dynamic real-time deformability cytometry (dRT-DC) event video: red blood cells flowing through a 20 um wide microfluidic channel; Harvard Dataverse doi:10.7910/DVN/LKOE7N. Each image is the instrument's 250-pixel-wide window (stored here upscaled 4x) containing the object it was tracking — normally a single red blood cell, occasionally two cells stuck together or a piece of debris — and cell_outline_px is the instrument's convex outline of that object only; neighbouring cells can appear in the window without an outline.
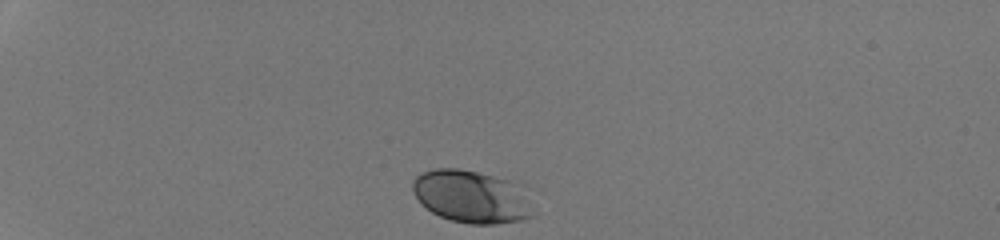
{"species": "human", "species_latin": "Homo sapiens", "temperature_condition": "room temperature", "stored_images_in_passage": 32, "camera_frame_rate_fps": 3000, "um_per_image_px": 0.085, "donor": {"sex": "male"}, "frame": {"image": 1, "passage_image": 1, "time_ms": 0.0, "image_size_px": [1000, 240], "cell_outline_px": [[532, 216], [520, 220], [496, 224], [472, 224], [452, 220], [440, 216], [432, 212], [420, 204], [412, 192], [412, 180], [416, 176], [424, 172], [436, 168], [460, 168], [508, 180], [516, 184]], "centroid_in_image_um": [39.92, 16.71], "position_along_channel_um": 45.1, "area_um2": 36.01}}
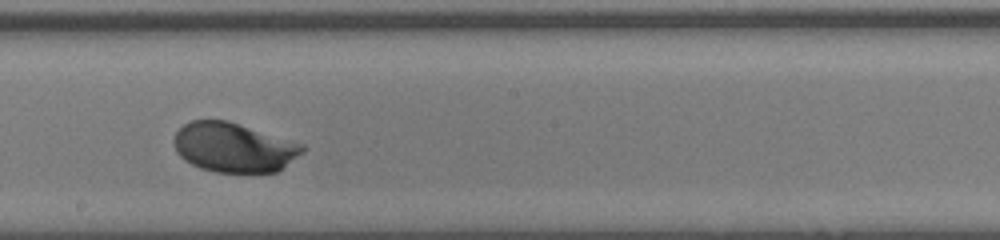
{"frame": {"image": 2, "passage_image": 19, "time_ms": 6.0, "image_size_px": [1000, 240], "cell_outline_px": [[308, 148], [304, 152], [276, 172], [216, 172], [200, 168], [184, 160], [176, 152], [176, 132], [184, 124], [192, 120], [228, 120], [304, 144]], "centroid_in_image_um": [19.91, 12.53], "position_along_channel_um": 228.3, "area_um2": 36.93}}
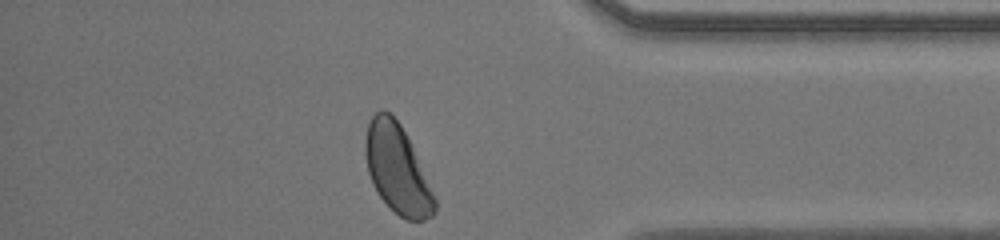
{"frame": {"image": 3, "passage_image": 32, "time_ms": 10.333, "image_size_px": [1000, 240], "cell_outline_px": [[436, 208], [432, 216], [424, 220], [408, 220], [400, 216], [380, 196], [372, 184], [368, 172], [364, 152], [364, 144], [368, 124], [372, 116], [376, 112], [384, 108], [400, 124], [412, 148], [436, 200]], "centroid_in_image_um": [33.73, 14.37], "position_along_channel_um": 401.5, "area_um2": 34.97}, "authors_computed_cell_mechanics": {"area_um2": 36.7319, "velocity_mm_per_s": 4.2337, "shape_relaxation_time_tau1_ms": 1.4032, "shape_relaxation_time_tau2_ms": null, "deformation_change_tau1": 0.1034, "deformation_change_tau2": null}}